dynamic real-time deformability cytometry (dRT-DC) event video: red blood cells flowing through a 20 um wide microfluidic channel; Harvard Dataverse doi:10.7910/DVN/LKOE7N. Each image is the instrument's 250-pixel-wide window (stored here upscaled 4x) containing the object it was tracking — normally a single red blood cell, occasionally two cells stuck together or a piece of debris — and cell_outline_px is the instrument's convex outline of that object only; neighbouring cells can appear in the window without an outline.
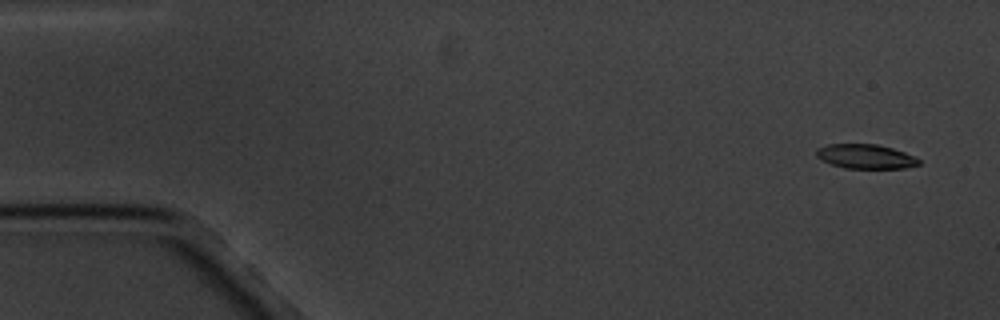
{"species": "common noctule bat (a hibernating species)", "species_latin": "Nyctalus noctula", "temperature_condition": "cold", "stored_images_in_passage": 5, "camera_frame_rate_fps": 3000, "um_per_image_px": 0.085, "animal": {"sex": "male", "body_mass_g": 20.1, "forearm_length_mm": 53.5}, "frame": {"image": 1, "passage_image": 1, "time_ms": 0.0, "image_size_px": [1000, 320], "cell_outline_px": [[920, 164], [904, 168], [844, 168], [832, 164], [816, 156], [816, 148], [828, 144], [876, 144], [892, 148], [904, 152], [920, 160]], "centroid_in_image_um": [73.56, 13.29], "position_along_channel_um": 11.4, "area_um2": 14.39}}
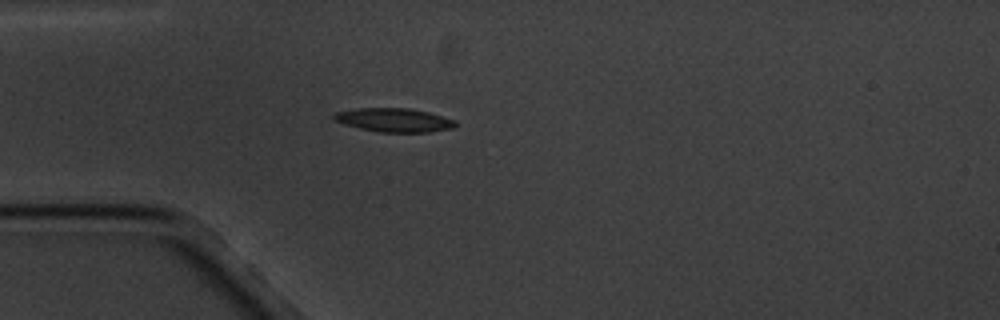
{"frame": {"image": 2, "passage_image": 5, "time_ms": 4.333, "image_size_px": [1000, 320], "cell_outline_px": [[456, 124], [452, 128], [428, 132], [380, 132], [360, 128], [344, 124], [332, 120], [332, 116], [336, 112], [356, 108], [408, 108], [428, 112], [456, 120]], "centroid_in_image_um": [33.46, 10.2], "position_along_channel_um": 51.5, "area_um2": 16.76}}